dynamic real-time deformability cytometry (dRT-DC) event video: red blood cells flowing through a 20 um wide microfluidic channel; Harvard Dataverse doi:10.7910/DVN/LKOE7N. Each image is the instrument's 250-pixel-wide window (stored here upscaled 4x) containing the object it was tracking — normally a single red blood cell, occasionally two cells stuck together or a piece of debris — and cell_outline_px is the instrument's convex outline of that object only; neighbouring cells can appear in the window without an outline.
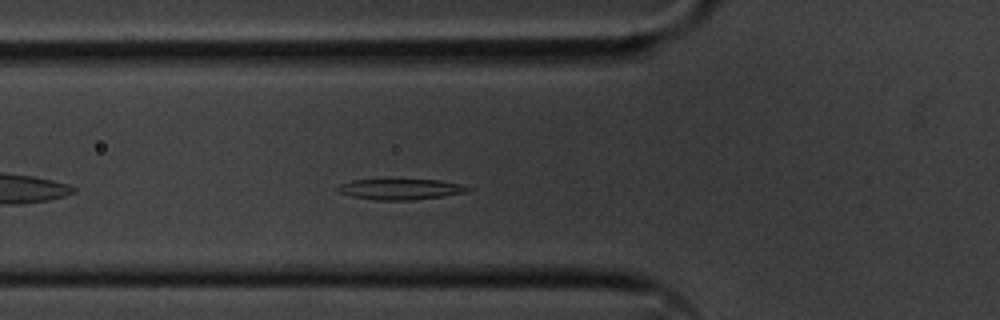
{"species": "common noctule bat (a hibernating species)", "species_latin": "Nyctalus noctula", "temperature_condition": "cold", "stored_images_in_passage": 44, "camera_frame_rate_fps": 3000, "um_per_image_px": 0.085, "animal": {"sex": "male", "body_mass_g": 20.1, "forearm_length_mm": 53.5}, "frame": {"image": 1, "passage_image": 7, "time_ms": 2.0, "image_size_px": [1000, 320], "cell_outline_px": [[472, 188], [468, 192], [412, 200], [372, 200], [352, 196], [336, 192], [336, 188], [340, 184], [352, 180], [440, 180], [464, 184]], "centroid_in_image_um": [34.04, 16.08], "position_along_channel_um": 91.8, "area_um2": 15.72}}
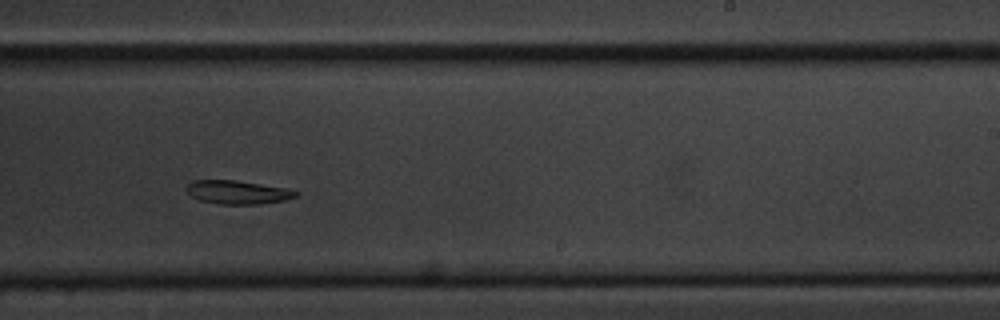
{"frame": {"image": 2, "passage_image": 22, "time_ms": 7.0, "image_size_px": [1000, 320], "cell_outline_px": [[300, 192], [296, 196], [284, 200], [260, 204], [220, 204], [200, 200], [192, 196], [184, 188], [192, 180], [236, 180], [284, 188]], "centroid_in_image_um": [20.16, 16.33], "position_along_channel_um": 268.8, "area_um2": 14.85}}
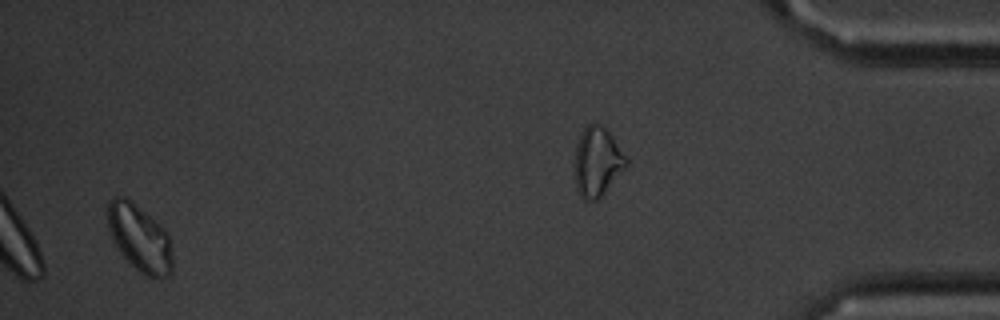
{"frame": {"image": 3, "passage_image": 42, "time_ms": 13.667, "image_size_px": [1000, 320], "cell_outline_px": [[172, 272], [168, 276], [160, 280], [156, 280], [144, 276], [120, 252], [112, 240], [108, 228], [108, 200], [112, 196], [124, 196], [132, 200], [160, 224], [168, 232], [172, 256]], "centroid_in_image_um": [11.88, 20.24], "position_along_channel_um": 423.3, "area_um2": 25.66}, "authors_computed_cell_mechanics": {"area_um2": 16.2129, "velocity_mm_per_s": 3.5441, "shape_relaxation_time_tau1_ms": 6.2985, "shape_relaxation_time_tau2_ms": null, "deformation_change_tau1": 0.1672, "deformation_change_tau2": null}}